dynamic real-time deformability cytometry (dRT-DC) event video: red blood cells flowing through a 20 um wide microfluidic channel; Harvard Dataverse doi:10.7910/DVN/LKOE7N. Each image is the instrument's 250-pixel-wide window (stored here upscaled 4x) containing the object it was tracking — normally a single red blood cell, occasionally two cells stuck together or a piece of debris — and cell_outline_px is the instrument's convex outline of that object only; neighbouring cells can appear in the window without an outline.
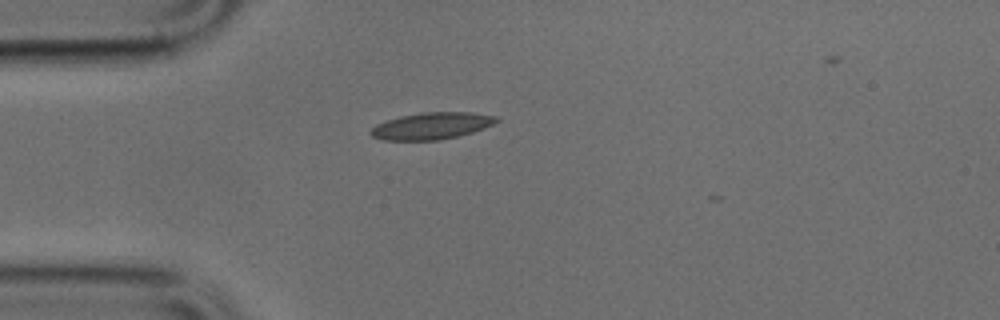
{"species": "common noctule bat (a hibernating species)", "species_latin": "Nyctalus noctula", "temperature_condition": "cold", "stored_images_in_passage": 9, "camera_frame_rate_fps": 3000, "um_per_image_px": 0.085, "animal": {"sex": "male", "body_mass_g": 17.9, "forearm_length_mm": 54.2}, "frame": {"image": 1, "passage_image": 1, "time_ms": 0.0, "image_size_px": [1000, 320], "cell_outline_px": [[500, 120], [484, 128], [472, 132], [456, 136], [436, 140], [380, 140], [372, 136], [368, 132], [376, 124], [400, 116], [420, 112], [472, 112], [496, 116]], "centroid_in_image_um": [36.66, 10.69], "position_along_channel_um": 48.3, "area_um2": 19.59}}
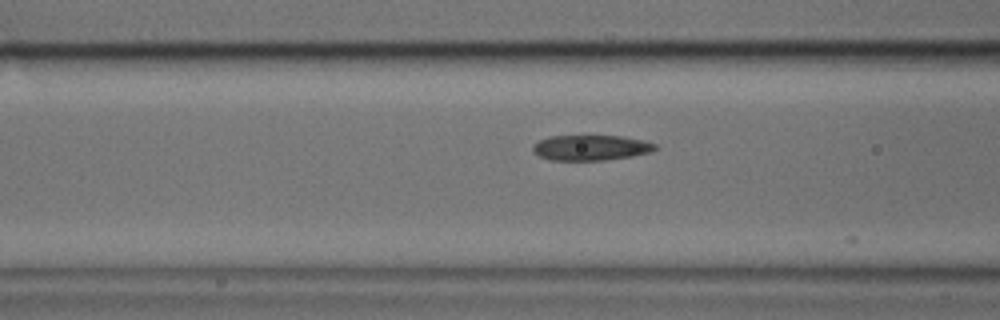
{"frame": {"image": 2, "passage_image": 7, "time_ms": 2.0, "image_size_px": [1000, 320], "cell_outline_px": [[660, 148], [652, 152], [632, 156], [604, 160], [548, 160], [532, 152], [532, 144], [548, 136], [624, 136], [644, 140], [656, 144]], "centroid_in_image_um": [50.24, 12.55], "position_along_channel_um": 116.4, "area_um2": 18.32}}